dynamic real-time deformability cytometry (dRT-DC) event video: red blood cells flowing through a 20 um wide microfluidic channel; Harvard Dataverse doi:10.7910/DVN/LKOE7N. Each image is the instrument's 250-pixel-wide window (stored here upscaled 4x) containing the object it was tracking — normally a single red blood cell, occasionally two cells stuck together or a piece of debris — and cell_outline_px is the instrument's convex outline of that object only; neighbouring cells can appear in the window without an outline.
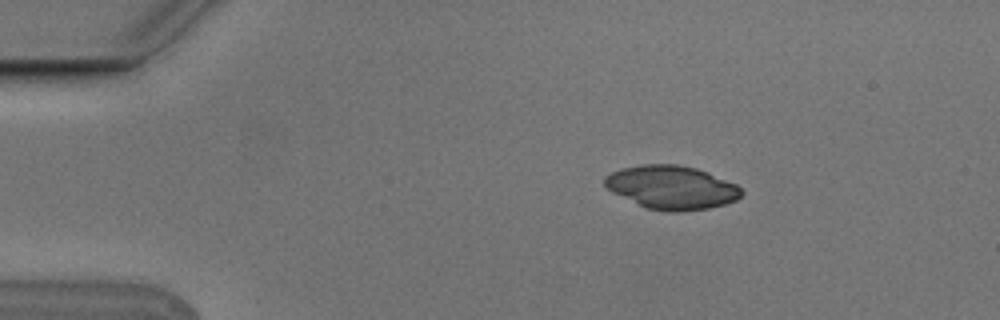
{"species": "Egyptian fruit bat (a non-hibernating species)", "species_latin": "Rousettus aegyptiacus", "temperature_condition": "cold", "stored_images_in_passage": 3, "camera_frame_rate_fps": 3000, "um_per_image_px": 0.085, "animal": {"sex": "male"}, "frame": {"image": 1, "passage_image": 1, "time_ms": 0.0, "image_size_px": [1000, 320], "cell_outline_px": [[744, 192], [736, 200], [724, 204], [708, 208], [680, 212], [668, 212], [648, 208], [612, 192], [604, 188], [604, 176], [620, 168], [644, 164], [676, 164], [696, 168], [708, 172], [736, 184]], "centroid_in_image_um": [57.07, 15.92], "position_along_channel_um": 27.9, "area_um2": 34.68}}